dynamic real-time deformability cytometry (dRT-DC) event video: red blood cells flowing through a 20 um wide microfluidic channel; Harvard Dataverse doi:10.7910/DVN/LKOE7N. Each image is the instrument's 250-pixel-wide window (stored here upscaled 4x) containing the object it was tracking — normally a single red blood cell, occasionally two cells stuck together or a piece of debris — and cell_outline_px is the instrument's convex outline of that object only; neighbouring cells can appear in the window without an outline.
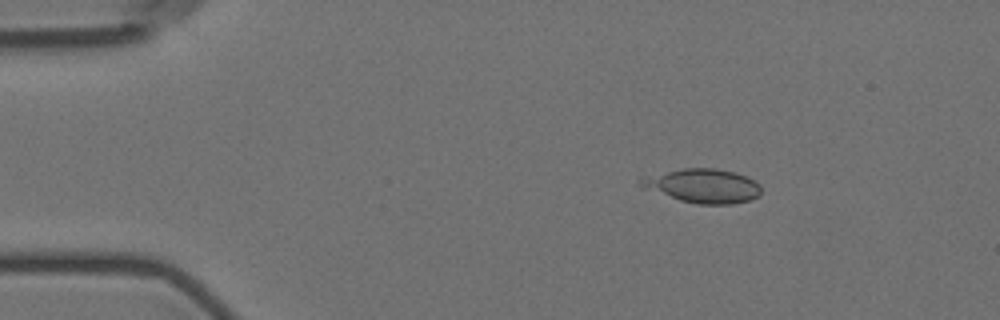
{"species": "Egyptian fruit bat (a non-hibernating species)", "species_latin": "Rousettus aegyptiacus", "temperature_condition": "room temperature", "stored_images_in_passage": 16, "camera_frame_rate_fps": 3000, "um_per_image_px": 0.085, "animal": {"sex": "female"}, "frame": {"image": 1, "passage_image": 3, "time_ms": 2.333, "image_size_px": [1000, 320], "cell_outline_px": [[760, 196], [752, 200], [732, 204], [696, 204], [680, 200], [644, 188], [640, 184], [640, 176], [684, 168], [716, 168], [736, 172], [748, 176], [756, 180], [760, 184]], "centroid_in_image_um": [59.79, 15.79], "position_along_channel_um": 25.2, "area_um2": 24.16}}
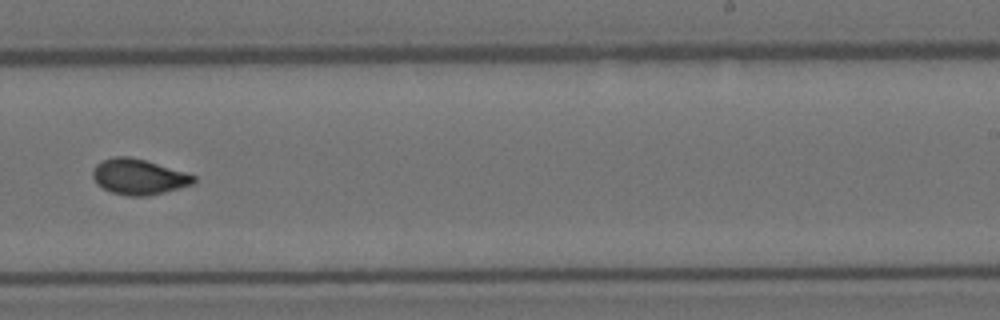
{"frame": {"image": 2, "passage_image": 10, "time_ms": 11.333, "image_size_px": [1000, 320], "cell_outline_px": [[196, 180], [192, 184], [164, 192], [148, 196], [128, 196], [112, 192], [96, 184], [92, 176], [92, 168], [96, 164], [104, 160], [116, 156], [128, 156], [144, 160], [184, 172], [196, 176]], "centroid_in_image_um": [11.75, 15.03], "position_along_channel_um": 277.2, "area_um2": 20.69}}
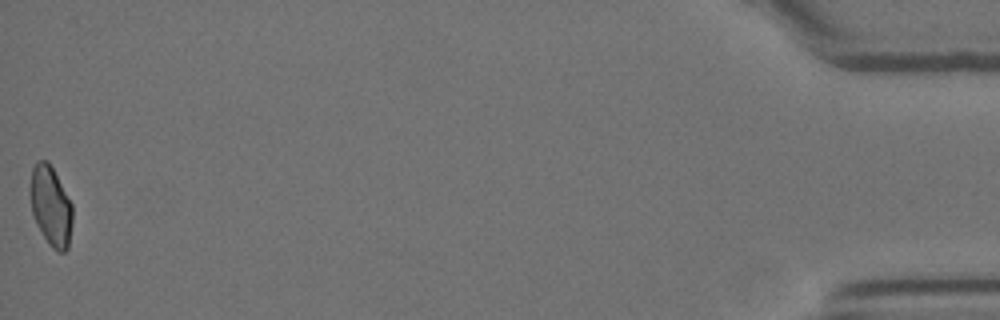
{"frame": {"image": 3, "passage_image": 16, "time_ms": 18.333, "image_size_px": [1000, 320], "cell_outline_px": [[72, 224], [68, 248], [64, 252], [56, 252], [48, 244], [36, 224], [32, 212], [28, 192], [32, 168], [36, 160], [48, 160], [72, 204]], "centroid_in_image_um": [4.29, 17.51], "position_along_channel_um": 430.9, "area_um2": 20.0}, "authors_computed_cell_mechanics": {"area_um2": 19.9988, "velocity_mm_per_s": 3.585, "shape_relaxation_time_tau1_ms": null, "shape_relaxation_time_tau2_ms": 3.4557, "deformation_change_tau1": null, "deformation_change_tau2": 0.0637}}